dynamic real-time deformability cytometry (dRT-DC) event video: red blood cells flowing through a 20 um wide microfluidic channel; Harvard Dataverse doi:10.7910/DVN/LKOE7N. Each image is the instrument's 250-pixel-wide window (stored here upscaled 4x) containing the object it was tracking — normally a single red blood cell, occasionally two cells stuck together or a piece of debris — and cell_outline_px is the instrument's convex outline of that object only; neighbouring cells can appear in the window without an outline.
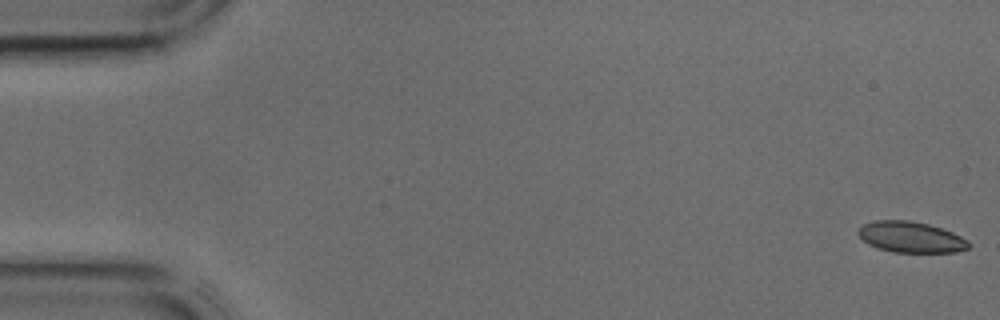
{"species": "common noctule bat (a hibernating species)", "species_latin": "Nyctalus noctula", "temperature_condition": "cold", "stored_images_in_passage": 43, "camera_frame_rate_fps": 3000, "um_per_image_px": 0.085, "animal": {"sex": "male", "body_mass_g": 17.9, "forearm_length_mm": 54.2}, "frame": {"image": 1, "passage_image": 1, "time_ms": 0.0, "image_size_px": [1000, 320], "cell_outline_px": [[968, 248], [956, 252], [892, 252], [876, 248], [868, 244], [856, 232], [864, 224], [876, 220], [908, 220], [928, 224], [952, 232], [968, 240]], "centroid_in_image_um": [77.4, 20.15], "position_along_channel_um": 7.6, "area_um2": 19.77}}
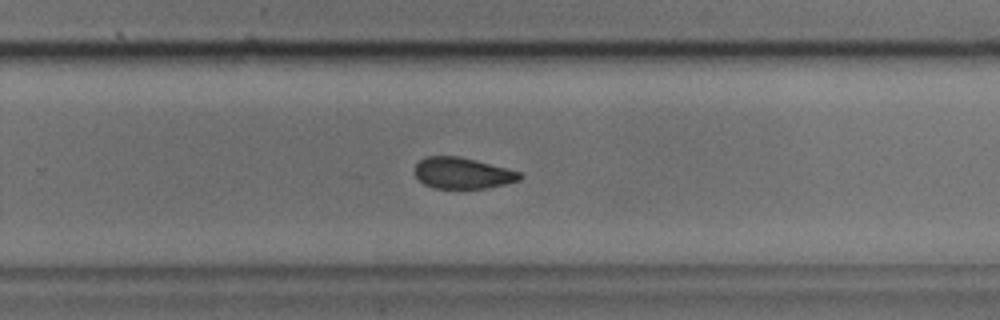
{"frame": {"image": 2, "passage_image": 28, "time_ms": 9.0, "image_size_px": [1000, 320], "cell_outline_px": [[524, 176], [520, 180], [488, 188], [432, 188], [424, 184], [416, 176], [416, 164], [424, 156], [460, 156], [508, 168], [520, 172]], "centroid_in_image_um": [39.34, 14.71], "position_along_channel_um": 290.5, "area_um2": 19.13}}
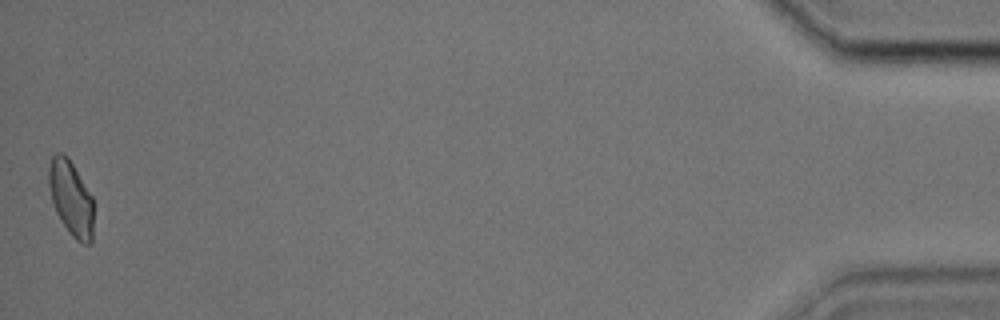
{"frame": {"image": 3, "passage_image": 43, "time_ms": 14.0, "image_size_px": [1000, 320], "cell_outline_px": [[92, 240], [88, 244], [84, 244], [76, 240], [68, 232], [60, 220], [56, 212], [52, 200], [48, 184], [48, 168], [52, 156], [56, 152], [64, 152], [68, 156], [92, 196]], "centroid_in_image_um": [6.01, 16.82], "position_along_channel_um": 429.2, "area_um2": 19.59}}